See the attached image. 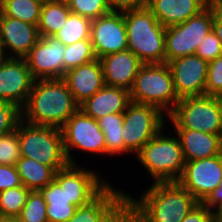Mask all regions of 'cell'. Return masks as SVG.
<instances>
[{"instance_id": "ffe728a7", "label": "cell", "mask_w": 222, "mask_h": 222, "mask_svg": "<svg viewBox=\"0 0 222 222\" xmlns=\"http://www.w3.org/2000/svg\"><path fill=\"white\" fill-rule=\"evenodd\" d=\"M210 4V0H148L147 7L165 28L187 21Z\"/></svg>"}, {"instance_id": "f6af8a7d", "label": "cell", "mask_w": 222, "mask_h": 222, "mask_svg": "<svg viewBox=\"0 0 222 222\" xmlns=\"http://www.w3.org/2000/svg\"><path fill=\"white\" fill-rule=\"evenodd\" d=\"M214 206L216 215L222 218V198Z\"/></svg>"}, {"instance_id": "44dd1931", "label": "cell", "mask_w": 222, "mask_h": 222, "mask_svg": "<svg viewBox=\"0 0 222 222\" xmlns=\"http://www.w3.org/2000/svg\"><path fill=\"white\" fill-rule=\"evenodd\" d=\"M130 102L128 90L105 85L80 104L79 109L89 117L98 120L108 114L124 113Z\"/></svg>"}, {"instance_id": "d6a6232c", "label": "cell", "mask_w": 222, "mask_h": 222, "mask_svg": "<svg viewBox=\"0 0 222 222\" xmlns=\"http://www.w3.org/2000/svg\"><path fill=\"white\" fill-rule=\"evenodd\" d=\"M46 208L47 204L40 191H30L27 202L16 220L18 222H48Z\"/></svg>"}, {"instance_id": "3957f363", "label": "cell", "mask_w": 222, "mask_h": 222, "mask_svg": "<svg viewBox=\"0 0 222 222\" xmlns=\"http://www.w3.org/2000/svg\"><path fill=\"white\" fill-rule=\"evenodd\" d=\"M127 49L144 64L165 63V31L148 7L124 11Z\"/></svg>"}, {"instance_id": "5bb4252c", "label": "cell", "mask_w": 222, "mask_h": 222, "mask_svg": "<svg viewBox=\"0 0 222 222\" xmlns=\"http://www.w3.org/2000/svg\"><path fill=\"white\" fill-rule=\"evenodd\" d=\"M35 82L25 58H4L0 63V101L21 109Z\"/></svg>"}, {"instance_id": "60d3db41", "label": "cell", "mask_w": 222, "mask_h": 222, "mask_svg": "<svg viewBox=\"0 0 222 222\" xmlns=\"http://www.w3.org/2000/svg\"><path fill=\"white\" fill-rule=\"evenodd\" d=\"M111 11L124 12L147 7L148 0H107Z\"/></svg>"}, {"instance_id": "277c9868", "label": "cell", "mask_w": 222, "mask_h": 222, "mask_svg": "<svg viewBox=\"0 0 222 222\" xmlns=\"http://www.w3.org/2000/svg\"><path fill=\"white\" fill-rule=\"evenodd\" d=\"M20 157H27L51 167L55 172L68 166L62 130L32 125L21 120L17 126Z\"/></svg>"}, {"instance_id": "5b68a950", "label": "cell", "mask_w": 222, "mask_h": 222, "mask_svg": "<svg viewBox=\"0 0 222 222\" xmlns=\"http://www.w3.org/2000/svg\"><path fill=\"white\" fill-rule=\"evenodd\" d=\"M129 92L132 102L154 106L163 113L165 110L166 116L171 114L180 100L167 63L144 64Z\"/></svg>"}, {"instance_id": "7c38bea8", "label": "cell", "mask_w": 222, "mask_h": 222, "mask_svg": "<svg viewBox=\"0 0 222 222\" xmlns=\"http://www.w3.org/2000/svg\"><path fill=\"white\" fill-rule=\"evenodd\" d=\"M90 40L98 59L126 50L128 43L124 12L111 11L92 20Z\"/></svg>"}, {"instance_id": "4dcf8cb0", "label": "cell", "mask_w": 222, "mask_h": 222, "mask_svg": "<svg viewBox=\"0 0 222 222\" xmlns=\"http://www.w3.org/2000/svg\"><path fill=\"white\" fill-rule=\"evenodd\" d=\"M63 58L65 71L76 68L80 65L87 64L97 59L90 39H84L65 46Z\"/></svg>"}, {"instance_id": "7402d4cb", "label": "cell", "mask_w": 222, "mask_h": 222, "mask_svg": "<svg viewBox=\"0 0 222 222\" xmlns=\"http://www.w3.org/2000/svg\"><path fill=\"white\" fill-rule=\"evenodd\" d=\"M40 193L47 204L48 222H68L77 210L65 194V168L55 173L54 179Z\"/></svg>"}, {"instance_id": "b9f144b4", "label": "cell", "mask_w": 222, "mask_h": 222, "mask_svg": "<svg viewBox=\"0 0 222 222\" xmlns=\"http://www.w3.org/2000/svg\"><path fill=\"white\" fill-rule=\"evenodd\" d=\"M212 30L219 38L222 45V20L216 15L215 10H214V20L212 24Z\"/></svg>"}, {"instance_id": "7bdbcfd3", "label": "cell", "mask_w": 222, "mask_h": 222, "mask_svg": "<svg viewBox=\"0 0 222 222\" xmlns=\"http://www.w3.org/2000/svg\"><path fill=\"white\" fill-rule=\"evenodd\" d=\"M216 15L222 20V0H210Z\"/></svg>"}, {"instance_id": "4316f807", "label": "cell", "mask_w": 222, "mask_h": 222, "mask_svg": "<svg viewBox=\"0 0 222 222\" xmlns=\"http://www.w3.org/2000/svg\"><path fill=\"white\" fill-rule=\"evenodd\" d=\"M124 113L108 114L97 120L105 137L106 154L130 153L124 147L123 124Z\"/></svg>"}, {"instance_id": "484cf974", "label": "cell", "mask_w": 222, "mask_h": 222, "mask_svg": "<svg viewBox=\"0 0 222 222\" xmlns=\"http://www.w3.org/2000/svg\"><path fill=\"white\" fill-rule=\"evenodd\" d=\"M70 13L67 3L44 0L37 25L40 37L54 36L64 26Z\"/></svg>"}, {"instance_id": "83f0119b", "label": "cell", "mask_w": 222, "mask_h": 222, "mask_svg": "<svg viewBox=\"0 0 222 222\" xmlns=\"http://www.w3.org/2000/svg\"><path fill=\"white\" fill-rule=\"evenodd\" d=\"M44 0H6L0 4L1 14L38 25Z\"/></svg>"}, {"instance_id": "52a82bcc", "label": "cell", "mask_w": 222, "mask_h": 222, "mask_svg": "<svg viewBox=\"0 0 222 222\" xmlns=\"http://www.w3.org/2000/svg\"><path fill=\"white\" fill-rule=\"evenodd\" d=\"M174 128L222 135V97L187 96L180 98L168 116Z\"/></svg>"}, {"instance_id": "ab89813d", "label": "cell", "mask_w": 222, "mask_h": 222, "mask_svg": "<svg viewBox=\"0 0 222 222\" xmlns=\"http://www.w3.org/2000/svg\"><path fill=\"white\" fill-rule=\"evenodd\" d=\"M22 185L16 166L0 165V192Z\"/></svg>"}, {"instance_id": "bcb514c9", "label": "cell", "mask_w": 222, "mask_h": 222, "mask_svg": "<svg viewBox=\"0 0 222 222\" xmlns=\"http://www.w3.org/2000/svg\"><path fill=\"white\" fill-rule=\"evenodd\" d=\"M211 222H222V218L215 215V217L213 218V220Z\"/></svg>"}, {"instance_id": "681fc988", "label": "cell", "mask_w": 222, "mask_h": 222, "mask_svg": "<svg viewBox=\"0 0 222 222\" xmlns=\"http://www.w3.org/2000/svg\"><path fill=\"white\" fill-rule=\"evenodd\" d=\"M49 1H54V2H64V3H67L69 0H49Z\"/></svg>"}, {"instance_id": "ee69618b", "label": "cell", "mask_w": 222, "mask_h": 222, "mask_svg": "<svg viewBox=\"0 0 222 222\" xmlns=\"http://www.w3.org/2000/svg\"><path fill=\"white\" fill-rule=\"evenodd\" d=\"M222 198V180L220 181L216 195L208 202L211 205H215Z\"/></svg>"}, {"instance_id": "d4e9b609", "label": "cell", "mask_w": 222, "mask_h": 222, "mask_svg": "<svg viewBox=\"0 0 222 222\" xmlns=\"http://www.w3.org/2000/svg\"><path fill=\"white\" fill-rule=\"evenodd\" d=\"M124 194L109 184L95 199L77 208L68 222H99L102 215Z\"/></svg>"}, {"instance_id": "f546056e", "label": "cell", "mask_w": 222, "mask_h": 222, "mask_svg": "<svg viewBox=\"0 0 222 222\" xmlns=\"http://www.w3.org/2000/svg\"><path fill=\"white\" fill-rule=\"evenodd\" d=\"M31 190L21 185L0 192V219H16Z\"/></svg>"}, {"instance_id": "9c48e42d", "label": "cell", "mask_w": 222, "mask_h": 222, "mask_svg": "<svg viewBox=\"0 0 222 222\" xmlns=\"http://www.w3.org/2000/svg\"><path fill=\"white\" fill-rule=\"evenodd\" d=\"M158 108L130 102L124 112V147L137 154L164 127V116Z\"/></svg>"}, {"instance_id": "74e56055", "label": "cell", "mask_w": 222, "mask_h": 222, "mask_svg": "<svg viewBox=\"0 0 222 222\" xmlns=\"http://www.w3.org/2000/svg\"><path fill=\"white\" fill-rule=\"evenodd\" d=\"M195 54L207 62L222 56L221 42L213 30L201 40Z\"/></svg>"}, {"instance_id": "f35d334b", "label": "cell", "mask_w": 222, "mask_h": 222, "mask_svg": "<svg viewBox=\"0 0 222 222\" xmlns=\"http://www.w3.org/2000/svg\"><path fill=\"white\" fill-rule=\"evenodd\" d=\"M209 203H199L192 209L181 222H211L216 215Z\"/></svg>"}, {"instance_id": "9a60e30c", "label": "cell", "mask_w": 222, "mask_h": 222, "mask_svg": "<svg viewBox=\"0 0 222 222\" xmlns=\"http://www.w3.org/2000/svg\"><path fill=\"white\" fill-rule=\"evenodd\" d=\"M167 64L179 98L205 95L209 62L193 54L176 58Z\"/></svg>"}, {"instance_id": "8992f818", "label": "cell", "mask_w": 222, "mask_h": 222, "mask_svg": "<svg viewBox=\"0 0 222 222\" xmlns=\"http://www.w3.org/2000/svg\"><path fill=\"white\" fill-rule=\"evenodd\" d=\"M136 156L154 182L178 181L186 163L179 138L166 137L162 129Z\"/></svg>"}, {"instance_id": "e0dca14e", "label": "cell", "mask_w": 222, "mask_h": 222, "mask_svg": "<svg viewBox=\"0 0 222 222\" xmlns=\"http://www.w3.org/2000/svg\"><path fill=\"white\" fill-rule=\"evenodd\" d=\"M77 164L65 167V194L71 204L78 208L95 199L108 185L93 170L80 168Z\"/></svg>"}, {"instance_id": "e575fe53", "label": "cell", "mask_w": 222, "mask_h": 222, "mask_svg": "<svg viewBox=\"0 0 222 222\" xmlns=\"http://www.w3.org/2000/svg\"><path fill=\"white\" fill-rule=\"evenodd\" d=\"M20 159L17 129L0 136V165L16 166Z\"/></svg>"}, {"instance_id": "ba28073f", "label": "cell", "mask_w": 222, "mask_h": 222, "mask_svg": "<svg viewBox=\"0 0 222 222\" xmlns=\"http://www.w3.org/2000/svg\"><path fill=\"white\" fill-rule=\"evenodd\" d=\"M214 8L211 3L187 21L166 28L165 63L193 55L201 40L212 30Z\"/></svg>"}, {"instance_id": "1f68e13d", "label": "cell", "mask_w": 222, "mask_h": 222, "mask_svg": "<svg viewBox=\"0 0 222 222\" xmlns=\"http://www.w3.org/2000/svg\"><path fill=\"white\" fill-rule=\"evenodd\" d=\"M133 197L124 193L100 218L99 222H137Z\"/></svg>"}, {"instance_id": "4fadbf2b", "label": "cell", "mask_w": 222, "mask_h": 222, "mask_svg": "<svg viewBox=\"0 0 222 222\" xmlns=\"http://www.w3.org/2000/svg\"><path fill=\"white\" fill-rule=\"evenodd\" d=\"M64 52L65 45L54 36L40 37L25 57L34 79L63 78Z\"/></svg>"}, {"instance_id": "603a6c76", "label": "cell", "mask_w": 222, "mask_h": 222, "mask_svg": "<svg viewBox=\"0 0 222 222\" xmlns=\"http://www.w3.org/2000/svg\"><path fill=\"white\" fill-rule=\"evenodd\" d=\"M185 161L211 158L222 154L220 135L198 130L175 129Z\"/></svg>"}, {"instance_id": "d590c367", "label": "cell", "mask_w": 222, "mask_h": 222, "mask_svg": "<svg viewBox=\"0 0 222 222\" xmlns=\"http://www.w3.org/2000/svg\"><path fill=\"white\" fill-rule=\"evenodd\" d=\"M21 120L20 107L11 102L0 101V136L15 130Z\"/></svg>"}, {"instance_id": "2e32d148", "label": "cell", "mask_w": 222, "mask_h": 222, "mask_svg": "<svg viewBox=\"0 0 222 222\" xmlns=\"http://www.w3.org/2000/svg\"><path fill=\"white\" fill-rule=\"evenodd\" d=\"M39 38L36 25L0 13V48L14 53L6 58H25Z\"/></svg>"}, {"instance_id": "30bf717a", "label": "cell", "mask_w": 222, "mask_h": 222, "mask_svg": "<svg viewBox=\"0 0 222 222\" xmlns=\"http://www.w3.org/2000/svg\"><path fill=\"white\" fill-rule=\"evenodd\" d=\"M222 180V154L186 161L178 182L200 203H208Z\"/></svg>"}, {"instance_id": "6da1fadb", "label": "cell", "mask_w": 222, "mask_h": 222, "mask_svg": "<svg viewBox=\"0 0 222 222\" xmlns=\"http://www.w3.org/2000/svg\"><path fill=\"white\" fill-rule=\"evenodd\" d=\"M78 109L79 104L60 78L35 80L21 112L26 123L61 129Z\"/></svg>"}, {"instance_id": "836d02e7", "label": "cell", "mask_w": 222, "mask_h": 222, "mask_svg": "<svg viewBox=\"0 0 222 222\" xmlns=\"http://www.w3.org/2000/svg\"><path fill=\"white\" fill-rule=\"evenodd\" d=\"M67 4L71 13L91 20L111 12L107 0H69Z\"/></svg>"}, {"instance_id": "d6986e66", "label": "cell", "mask_w": 222, "mask_h": 222, "mask_svg": "<svg viewBox=\"0 0 222 222\" xmlns=\"http://www.w3.org/2000/svg\"><path fill=\"white\" fill-rule=\"evenodd\" d=\"M62 79L79 105L105 86L103 68L98 58L66 71Z\"/></svg>"}, {"instance_id": "7a4b0ae2", "label": "cell", "mask_w": 222, "mask_h": 222, "mask_svg": "<svg viewBox=\"0 0 222 222\" xmlns=\"http://www.w3.org/2000/svg\"><path fill=\"white\" fill-rule=\"evenodd\" d=\"M133 202L137 222H181L200 203L178 181L154 182Z\"/></svg>"}, {"instance_id": "ac0fdd59", "label": "cell", "mask_w": 222, "mask_h": 222, "mask_svg": "<svg viewBox=\"0 0 222 222\" xmlns=\"http://www.w3.org/2000/svg\"><path fill=\"white\" fill-rule=\"evenodd\" d=\"M105 85L131 90L134 80L144 63L128 49L99 59Z\"/></svg>"}, {"instance_id": "8d00e7d4", "label": "cell", "mask_w": 222, "mask_h": 222, "mask_svg": "<svg viewBox=\"0 0 222 222\" xmlns=\"http://www.w3.org/2000/svg\"><path fill=\"white\" fill-rule=\"evenodd\" d=\"M205 95L222 97V56L209 62Z\"/></svg>"}, {"instance_id": "cb8c5ba5", "label": "cell", "mask_w": 222, "mask_h": 222, "mask_svg": "<svg viewBox=\"0 0 222 222\" xmlns=\"http://www.w3.org/2000/svg\"><path fill=\"white\" fill-rule=\"evenodd\" d=\"M16 168L22 185L31 191H39L48 185L56 173L51 167L27 157H20Z\"/></svg>"}, {"instance_id": "7dc6e473", "label": "cell", "mask_w": 222, "mask_h": 222, "mask_svg": "<svg viewBox=\"0 0 222 222\" xmlns=\"http://www.w3.org/2000/svg\"><path fill=\"white\" fill-rule=\"evenodd\" d=\"M0 222H18L16 219H0Z\"/></svg>"}, {"instance_id": "f1b7e54d", "label": "cell", "mask_w": 222, "mask_h": 222, "mask_svg": "<svg viewBox=\"0 0 222 222\" xmlns=\"http://www.w3.org/2000/svg\"><path fill=\"white\" fill-rule=\"evenodd\" d=\"M92 20L78 14L70 13L64 26L54 37L65 46L84 39H90Z\"/></svg>"}, {"instance_id": "8fae6325", "label": "cell", "mask_w": 222, "mask_h": 222, "mask_svg": "<svg viewBox=\"0 0 222 222\" xmlns=\"http://www.w3.org/2000/svg\"><path fill=\"white\" fill-rule=\"evenodd\" d=\"M61 130L64 150L70 164H77L70 153L72 148L92 154H106L105 137L97 120L86 115L81 109L68 119Z\"/></svg>"}, {"instance_id": "c3c4849f", "label": "cell", "mask_w": 222, "mask_h": 222, "mask_svg": "<svg viewBox=\"0 0 222 222\" xmlns=\"http://www.w3.org/2000/svg\"><path fill=\"white\" fill-rule=\"evenodd\" d=\"M5 58L4 54H3V51L1 50L0 48V63L1 61Z\"/></svg>"}]
</instances>
